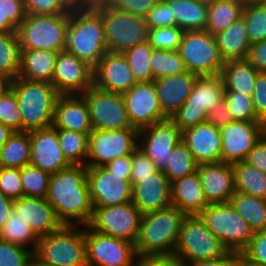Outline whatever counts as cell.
Wrapping results in <instances>:
<instances>
[{"label":"cell","mask_w":266,"mask_h":266,"mask_svg":"<svg viewBox=\"0 0 266 266\" xmlns=\"http://www.w3.org/2000/svg\"><path fill=\"white\" fill-rule=\"evenodd\" d=\"M171 8L176 26L184 31L205 30L208 23V4L193 0H164Z\"/></svg>","instance_id":"33"},{"label":"cell","mask_w":266,"mask_h":266,"mask_svg":"<svg viewBox=\"0 0 266 266\" xmlns=\"http://www.w3.org/2000/svg\"><path fill=\"white\" fill-rule=\"evenodd\" d=\"M148 28H161L176 26V19L172 16L171 8L160 0L148 13L146 17Z\"/></svg>","instance_id":"56"},{"label":"cell","mask_w":266,"mask_h":266,"mask_svg":"<svg viewBox=\"0 0 266 266\" xmlns=\"http://www.w3.org/2000/svg\"><path fill=\"white\" fill-rule=\"evenodd\" d=\"M138 135L136 128L92 130L86 166H104L117 157L132 155L138 147Z\"/></svg>","instance_id":"12"},{"label":"cell","mask_w":266,"mask_h":266,"mask_svg":"<svg viewBox=\"0 0 266 266\" xmlns=\"http://www.w3.org/2000/svg\"><path fill=\"white\" fill-rule=\"evenodd\" d=\"M122 96L133 128L141 130L168 119L160 107L153 81L137 82Z\"/></svg>","instance_id":"18"},{"label":"cell","mask_w":266,"mask_h":266,"mask_svg":"<svg viewBox=\"0 0 266 266\" xmlns=\"http://www.w3.org/2000/svg\"><path fill=\"white\" fill-rule=\"evenodd\" d=\"M244 4L238 0H212L208 3V23L205 30L216 35L242 17Z\"/></svg>","instance_id":"34"},{"label":"cell","mask_w":266,"mask_h":266,"mask_svg":"<svg viewBox=\"0 0 266 266\" xmlns=\"http://www.w3.org/2000/svg\"><path fill=\"white\" fill-rule=\"evenodd\" d=\"M244 162L266 174V133L247 154Z\"/></svg>","instance_id":"60"},{"label":"cell","mask_w":266,"mask_h":266,"mask_svg":"<svg viewBox=\"0 0 266 266\" xmlns=\"http://www.w3.org/2000/svg\"><path fill=\"white\" fill-rule=\"evenodd\" d=\"M198 76L189 71L153 80L160 107L170 118L189 97Z\"/></svg>","instance_id":"28"},{"label":"cell","mask_w":266,"mask_h":266,"mask_svg":"<svg viewBox=\"0 0 266 266\" xmlns=\"http://www.w3.org/2000/svg\"><path fill=\"white\" fill-rule=\"evenodd\" d=\"M240 254L254 264L266 266V229L255 232Z\"/></svg>","instance_id":"54"},{"label":"cell","mask_w":266,"mask_h":266,"mask_svg":"<svg viewBox=\"0 0 266 266\" xmlns=\"http://www.w3.org/2000/svg\"><path fill=\"white\" fill-rule=\"evenodd\" d=\"M185 217L175 206L142 214L134 243L137 255L173 254Z\"/></svg>","instance_id":"3"},{"label":"cell","mask_w":266,"mask_h":266,"mask_svg":"<svg viewBox=\"0 0 266 266\" xmlns=\"http://www.w3.org/2000/svg\"><path fill=\"white\" fill-rule=\"evenodd\" d=\"M253 232L266 229V200L235 192L229 201Z\"/></svg>","instance_id":"36"},{"label":"cell","mask_w":266,"mask_h":266,"mask_svg":"<svg viewBox=\"0 0 266 266\" xmlns=\"http://www.w3.org/2000/svg\"><path fill=\"white\" fill-rule=\"evenodd\" d=\"M246 59L259 72H266V40L251 44Z\"/></svg>","instance_id":"61"},{"label":"cell","mask_w":266,"mask_h":266,"mask_svg":"<svg viewBox=\"0 0 266 266\" xmlns=\"http://www.w3.org/2000/svg\"><path fill=\"white\" fill-rule=\"evenodd\" d=\"M13 206L14 200L0 191V230L8 220L10 212L13 210Z\"/></svg>","instance_id":"64"},{"label":"cell","mask_w":266,"mask_h":266,"mask_svg":"<svg viewBox=\"0 0 266 266\" xmlns=\"http://www.w3.org/2000/svg\"><path fill=\"white\" fill-rule=\"evenodd\" d=\"M21 48L16 32H0V75L14 80L20 71Z\"/></svg>","instance_id":"38"},{"label":"cell","mask_w":266,"mask_h":266,"mask_svg":"<svg viewBox=\"0 0 266 266\" xmlns=\"http://www.w3.org/2000/svg\"><path fill=\"white\" fill-rule=\"evenodd\" d=\"M109 2L110 0H72L76 9H97L107 6Z\"/></svg>","instance_id":"65"},{"label":"cell","mask_w":266,"mask_h":266,"mask_svg":"<svg viewBox=\"0 0 266 266\" xmlns=\"http://www.w3.org/2000/svg\"><path fill=\"white\" fill-rule=\"evenodd\" d=\"M141 218L142 213L132 202L111 207H93L88 226L99 233L135 243Z\"/></svg>","instance_id":"14"},{"label":"cell","mask_w":266,"mask_h":266,"mask_svg":"<svg viewBox=\"0 0 266 266\" xmlns=\"http://www.w3.org/2000/svg\"><path fill=\"white\" fill-rule=\"evenodd\" d=\"M177 51L186 70L197 76L217 75L223 68L215 36L206 30L184 31Z\"/></svg>","instance_id":"10"},{"label":"cell","mask_w":266,"mask_h":266,"mask_svg":"<svg viewBox=\"0 0 266 266\" xmlns=\"http://www.w3.org/2000/svg\"><path fill=\"white\" fill-rule=\"evenodd\" d=\"M32 266H55V265H51V264H48V263L40 262L35 257H33Z\"/></svg>","instance_id":"69"},{"label":"cell","mask_w":266,"mask_h":266,"mask_svg":"<svg viewBox=\"0 0 266 266\" xmlns=\"http://www.w3.org/2000/svg\"><path fill=\"white\" fill-rule=\"evenodd\" d=\"M34 251L0 239V266H32Z\"/></svg>","instance_id":"50"},{"label":"cell","mask_w":266,"mask_h":266,"mask_svg":"<svg viewBox=\"0 0 266 266\" xmlns=\"http://www.w3.org/2000/svg\"><path fill=\"white\" fill-rule=\"evenodd\" d=\"M132 188V203L142 214L172 206L171 182L161 170L140 178V182Z\"/></svg>","instance_id":"24"},{"label":"cell","mask_w":266,"mask_h":266,"mask_svg":"<svg viewBox=\"0 0 266 266\" xmlns=\"http://www.w3.org/2000/svg\"><path fill=\"white\" fill-rule=\"evenodd\" d=\"M158 171L159 169L141 149L137 147L133 151L130 176V183L132 187L140 182V178L149 177L152 173H156Z\"/></svg>","instance_id":"53"},{"label":"cell","mask_w":266,"mask_h":266,"mask_svg":"<svg viewBox=\"0 0 266 266\" xmlns=\"http://www.w3.org/2000/svg\"><path fill=\"white\" fill-rule=\"evenodd\" d=\"M184 30L177 27H161L148 29V41L154 49L177 51Z\"/></svg>","instance_id":"47"},{"label":"cell","mask_w":266,"mask_h":266,"mask_svg":"<svg viewBox=\"0 0 266 266\" xmlns=\"http://www.w3.org/2000/svg\"><path fill=\"white\" fill-rule=\"evenodd\" d=\"M172 206L186 216L198 215L209 204L205 199L198 172L171 182Z\"/></svg>","instance_id":"29"},{"label":"cell","mask_w":266,"mask_h":266,"mask_svg":"<svg viewBox=\"0 0 266 266\" xmlns=\"http://www.w3.org/2000/svg\"><path fill=\"white\" fill-rule=\"evenodd\" d=\"M30 159L29 132H14L0 151V167L21 169L30 165Z\"/></svg>","instance_id":"35"},{"label":"cell","mask_w":266,"mask_h":266,"mask_svg":"<svg viewBox=\"0 0 266 266\" xmlns=\"http://www.w3.org/2000/svg\"><path fill=\"white\" fill-rule=\"evenodd\" d=\"M134 266H182L174 254L137 255Z\"/></svg>","instance_id":"58"},{"label":"cell","mask_w":266,"mask_h":266,"mask_svg":"<svg viewBox=\"0 0 266 266\" xmlns=\"http://www.w3.org/2000/svg\"><path fill=\"white\" fill-rule=\"evenodd\" d=\"M153 47L149 41L138 43L134 47L123 52L127 59L130 70L137 82L153 81V74L150 64V58L153 52Z\"/></svg>","instance_id":"41"},{"label":"cell","mask_w":266,"mask_h":266,"mask_svg":"<svg viewBox=\"0 0 266 266\" xmlns=\"http://www.w3.org/2000/svg\"><path fill=\"white\" fill-rule=\"evenodd\" d=\"M160 0H110L107 6L120 12L146 18Z\"/></svg>","instance_id":"55"},{"label":"cell","mask_w":266,"mask_h":266,"mask_svg":"<svg viewBox=\"0 0 266 266\" xmlns=\"http://www.w3.org/2000/svg\"><path fill=\"white\" fill-rule=\"evenodd\" d=\"M252 101L256 115L266 124V72L256 78Z\"/></svg>","instance_id":"57"},{"label":"cell","mask_w":266,"mask_h":266,"mask_svg":"<svg viewBox=\"0 0 266 266\" xmlns=\"http://www.w3.org/2000/svg\"><path fill=\"white\" fill-rule=\"evenodd\" d=\"M198 216L231 252L240 253L254 236L251 227L230 202L209 204Z\"/></svg>","instance_id":"9"},{"label":"cell","mask_w":266,"mask_h":266,"mask_svg":"<svg viewBox=\"0 0 266 266\" xmlns=\"http://www.w3.org/2000/svg\"><path fill=\"white\" fill-rule=\"evenodd\" d=\"M52 126L79 133H90L92 124L87 101L82 94H60L57 99Z\"/></svg>","instance_id":"27"},{"label":"cell","mask_w":266,"mask_h":266,"mask_svg":"<svg viewBox=\"0 0 266 266\" xmlns=\"http://www.w3.org/2000/svg\"><path fill=\"white\" fill-rule=\"evenodd\" d=\"M88 266H134L137 258L134 243L108 236L85 226Z\"/></svg>","instance_id":"13"},{"label":"cell","mask_w":266,"mask_h":266,"mask_svg":"<svg viewBox=\"0 0 266 266\" xmlns=\"http://www.w3.org/2000/svg\"><path fill=\"white\" fill-rule=\"evenodd\" d=\"M218 51L224 62L244 60L251 46L243 17L233 22L224 31L214 35Z\"/></svg>","instance_id":"31"},{"label":"cell","mask_w":266,"mask_h":266,"mask_svg":"<svg viewBox=\"0 0 266 266\" xmlns=\"http://www.w3.org/2000/svg\"><path fill=\"white\" fill-rule=\"evenodd\" d=\"M82 95L87 101L92 130L133 128L121 93L105 91L92 85Z\"/></svg>","instance_id":"15"},{"label":"cell","mask_w":266,"mask_h":266,"mask_svg":"<svg viewBox=\"0 0 266 266\" xmlns=\"http://www.w3.org/2000/svg\"><path fill=\"white\" fill-rule=\"evenodd\" d=\"M58 52L21 49L19 78L52 83Z\"/></svg>","instance_id":"30"},{"label":"cell","mask_w":266,"mask_h":266,"mask_svg":"<svg viewBox=\"0 0 266 266\" xmlns=\"http://www.w3.org/2000/svg\"><path fill=\"white\" fill-rule=\"evenodd\" d=\"M102 16L107 51L123 53L138 43L148 40L146 18L112 9L97 8Z\"/></svg>","instance_id":"11"},{"label":"cell","mask_w":266,"mask_h":266,"mask_svg":"<svg viewBox=\"0 0 266 266\" xmlns=\"http://www.w3.org/2000/svg\"><path fill=\"white\" fill-rule=\"evenodd\" d=\"M150 64L153 80L179 75L187 71L178 51L153 49Z\"/></svg>","instance_id":"43"},{"label":"cell","mask_w":266,"mask_h":266,"mask_svg":"<svg viewBox=\"0 0 266 266\" xmlns=\"http://www.w3.org/2000/svg\"><path fill=\"white\" fill-rule=\"evenodd\" d=\"M58 141L65 158L72 165H86L89 151V133L58 129Z\"/></svg>","instance_id":"40"},{"label":"cell","mask_w":266,"mask_h":266,"mask_svg":"<svg viewBox=\"0 0 266 266\" xmlns=\"http://www.w3.org/2000/svg\"><path fill=\"white\" fill-rule=\"evenodd\" d=\"M245 21L250 44L266 40V9L259 3L244 4Z\"/></svg>","instance_id":"44"},{"label":"cell","mask_w":266,"mask_h":266,"mask_svg":"<svg viewBox=\"0 0 266 266\" xmlns=\"http://www.w3.org/2000/svg\"><path fill=\"white\" fill-rule=\"evenodd\" d=\"M182 266H237L235 253L228 251L223 257L214 259L199 260Z\"/></svg>","instance_id":"63"},{"label":"cell","mask_w":266,"mask_h":266,"mask_svg":"<svg viewBox=\"0 0 266 266\" xmlns=\"http://www.w3.org/2000/svg\"><path fill=\"white\" fill-rule=\"evenodd\" d=\"M50 175L48 172L31 165L21 168L24 196L46 198Z\"/></svg>","instance_id":"45"},{"label":"cell","mask_w":266,"mask_h":266,"mask_svg":"<svg viewBox=\"0 0 266 266\" xmlns=\"http://www.w3.org/2000/svg\"><path fill=\"white\" fill-rule=\"evenodd\" d=\"M27 14L70 13L74 7L72 0H24Z\"/></svg>","instance_id":"51"},{"label":"cell","mask_w":266,"mask_h":266,"mask_svg":"<svg viewBox=\"0 0 266 266\" xmlns=\"http://www.w3.org/2000/svg\"><path fill=\"white\" fill-rule=\"evenodd\" d=\"M259 73L247 59L224 62L220 72L224 91L239 92L242 95L253 97L255 81Z\"/></svg>","instance_id":"32"},{"label":"cell","mask_w":266,"mask_h":266,"mask_svg":"<svg viewBox=\"0 0 266 266\" xmlns=\"http://www.w3.org/2000/svg\"><path fill=\"white\" fill-rule=\"evenodd\" d=\"M235 190L266 200V174L244 161L233 163Z\"/></svg>","instance_id":"37"},{"label":"cell","mask_w":266,"mask_h":266,"mask_svg":"<svg viewBox=\"0 0 266 266\" xmlns=\"http://www.w3.org/2000/svg\"><path fill=\"white\" fill-rule=\"evenodd\" d=\"M87 184L93 207H111L132 202V185L124 175L104 166L87 167Z\"/></svg>","instance_id":"16"},{"label":"cell","mask_w":266,"mask_h":266,"mask_svg":"<svg viewBox=\"0 0 266 266\" xmlns=\"http://www.w3.org/2000/svg\"><path fill=\"white\" fill-rule=\"evenodd\" d=\"M106 169L117 175H124V179L130 181L132 155L117 157L104 165Z\"/></svg>","instance_id":"62"},{"label":"cell","mask_w":266,"mask_h":266,"mask_svg":"<svg viewBox=\"0 0 266 266\" xmlns=\"http://www.w3.org/2000/svg\"><path fill=\"white\" fill-rule=\"evenodd\" d=\"M34 257L55 266H88L85 226L63 225L52 233L40 236Z\"/></svg>","instance_id":"5"},{"label":"cell","mask_w":266,"mask_h":266,"mask_svg":"<svg viewBox=\"0 0 266 266\" xmlns=\"http://www.w3.org/2000/svg\"><path fill=\"white\" fill-rule=\"evenodd\" d=\"M197 163L187 145L181 140L170 153L168 164L163 170L170 182L193 174L197 171Z\"/></svg>","instance_id":"42"},{"label":"cell","mask_w":266,"mask_h":266,"mask_svg":"<svg viewBox=\"0 0 266 266\" xmlns=\"http://www.w3.org/2000/svg\"><path fill=\"white\" fill-rule=\"evenodd\" d=\"M28 132L31 143V166L52 174L72 165L61 150L57 128L50 126Z\"/></svg>","instance_id":"21"},{"label":"cell","mask_w":266,"mask_h":266,"mask_svg":"<svg viewBox=\"0 0 266 266\" xmlns=\"http://www.w3.org/2000/svg\"><path fill=\"white\" fill-rule=\"evenodd\" d=\"M26 15L24 0H0V32H16Z\"/></svg>","instance_id":"46"},{"label":"cell","mask_w":266,"mask_h":266,"mask_svg":"<svg viewBox=\"0 0 266 266\" xmlns=\"http://www.w3.org/2000/svg\"><path fill=\"white\" fill-rule=\"evenodd\" d=\"M63 51H68L93 69L97 66L107 52L102 16L97 9L74 8L70 12Z\"/></svg>","instance_id":"2"},{"label":"cell","mask_w":266,"mask_h":266,"mask_svg":"<svg viewBox=\"0 0 266 266\" xmlns=\"http://www.w3.org/2000/svg\"><path fill=\"white\" fill-rule=\"evenodd\" d=\"M235 259L237 266H261L250 262L249 260L244 258L240 253H235Z\"/></svg>","instance_id":"67"},{"label":"cell","mask_w":266,"mask_h":266,"mask_svg":"<svg viewBox=\"0 0 266 266\" xmlns=\"http://www.w3.org/2000/svg\"><path fill=\"white\" fill-rule=\"evenodd\" d=\"M0 123L14 132L22 131V117L17 97L11 88L0 96Z\"/></svg>","instance_id":"49"},{"label":"cell","mask_w":266,"mask_h":266,"mask_svg":"<svg viewBox=\"0 0 266 266\" xmlns=\"http://www.w3.org/2000/svg\"><path fill=\"white\" fill-rule=\"evenodd\" d=\"M224 100L229 106V112L234 120L262 121L255 113L252 97L239 92L224 91Z\"/></svg>","instance_id":"48"},{"label":"cell","mask_w":266,"mask_h":266,"mask_svg":"<svg viewBox=\"0 0 266 266\" xmlns=\"http://www.w3.org/2000/svg\"><path fill=\"white\" fill-rule=\"evenodd\" d=\"M182 141L187 145L197 164L221 162L222 138L220 128L202 122L182 132Z\"/></svg>","instance_id":"25"},{"label":"cell","mask_w":266,"mask_h":266,"mask_svg":"<svg viewBox=\"0 0 266 266\" xmlns=\"http://www.w3.org/2000/svg\"><path fill=\"white\" fill-rule=\"evenodd\" d=\"M22 117V131L28 132L52 126L55 105L60 93L49 82L22 78L11 80Z\"/></svg>","instance_id":"4"},{"label":"cell","mask_w":266,"mask_h":266,"mask_svg":"<svg viewBox=\"0 0 266 266\" xmlns=\"http://www.w3.org/2000/svg\"><path fill=\"white\" fill-rule=\"evenodd\" d=\"M228 251L198 215L183 219L173 253L181 264L223 257Z\"/></svg>","instance_id":"7"},{"label":"cell","mask_w":266,"mask_h":266,"mask_svg":"<svg viewBox=\"0 0 266 266\" xmlns=\"http://www.w3.org/2000/svg\"><path fill=\"white\" fill-rule=\"evenodd\" d=\"M69 19L70 13L27 14L16 31L20 48L63 51Z\"/></svg>","instance_id":"6"},{"label":"cell","mask_w":266,"mask_h":266,"mask_svg":"<svg viewBox=\"0 0 266 266\" xmlns=\"http://www.w3.org/2000/svg\"><path fill=\"white\" fill-rule=\"evenodd\" d=\"M222 138L221 162L244 161L261 137L266 133L263 121L235 120L220 128Z\"/></svg>","instance_id":"17"},{"label":"cell","mask_w":266,"mask_h":266,"mask_svg":"<svg viewBox=\"0 0 266 266\" xmlns=\"http://www.w3.org/2000/svg\"><path fill=\"white\" fill-rule=\"evenodd\" d=\"M197 172L208 204L228 203L236 192L233 164H198Z\"/></svg>","instance_id":"23"},{"label":"cell","mask_w":266,"mask_h":266,"mask_svg":"<svg viewBox=\"0 0 266 266\" xmlns=\"http://www.w3.org/2000/svg\"><path fill=\"white\" fill-rule=\"evenodd\" d=\"M0 239L35 251L39 237L13 209L0 230Z\"/></svg>","instance_id":"39"},{"label":"cell","mask_w":266,"mask_h":266,"mask_svg":"<svg viewBox=\"0 0 266 266\" xmlns=\"http://www.w3.org/2000/svg\"><path fill=\"white\" fill-rule=\"evenodd\" d=\"M0 191L13 200L24 196L21 169L0 167Z\"/></svg>","instance_id":"52"},{"label":"cell","mask_w":266,"mask_h":266,"mask_svg":"<svg viewBox=\"0 0 266 266\" xmlns=\"http://www.w3.org/2000/svg\"><path fill=\"white\" fill-rule=\"evenodd\" d=\"M182 140V131L170 119L139 130L138 148L163 171L174 147Z\"/></svg>","instance_id":"19"},{"label":"cell","mask_w":266,"mask_h":266,"mask_svg":"<svg viewBox=\"0 0 266 266\" xmlns=\"http://www.w3.org/2000/svg\"><path fill=\"white\" fill-rule=\"evenodd\" d=\"M233 121L235 120L229 112V106L224 99L219 104L215 105L214 108L207 113L206 117V122L213 124L217 128H222Z\"/></svg>","instance_id":"59"},{"label":"cell","mask_w":266,"mask_h":266,"mask_svg":"<svg viewBox=\"0 0 266 266\" xmlns=\"http://www.w3.org/2000/svg\"><path fill=\"white\" fill-rule=\"evenodd\" d=\"M193 1H198V2H203V3H210L212 0H193Z\"/></svg>","instance_id":"72"},{"label":"cell","mask_w":266,"mask_h":266,"mask_svg":"<svg viewBox=\"0 0 266 266\" xmlns=\"http://www.w3.org/2000/svg\"><path fill=\"white\" fill-rule=\"evenodd\" d=\"M243 4L258 3L260 0H238Z\"/></svg>","instance_id":"70"},{"label":"cell","mask_w":266,"mask_h":266,"mask_svg":"<svg viewBox=\"0 0 266 266\" xmlns=\"http://www.w3.org/2000/svg\"><path fill=\"white\" fill-rule=\"evenodd\" d=\"M264 9H266V0H260L258 2Z\"/></svg>","instance_id":"71"},{"label":"cell","mask_w":266,"mask_h":266,"mask_svg":"<svg viewBox=\"0 0 266 266\" xmlns=\"http://www.w3.org/2000/svg\"><path fill=\"white\" fill-rule=\"evenodd\" d=\"M13 209L38 237L52 233L63 226L46 198L23 196L14 200Z\"/></svg>","instance_id":"26"},{"label":"cell","mask_w":266,"mask_h":266,"mask_svg":"<svg viewBox=\"0 0 266 266\" xmlns=\"http://www.w3.org/2000/svg\"><path fill=\"white\" fill-rule=\"evenodd\" d=\"M224 90L220 74L198 76L189 97L170 119L182 132L206 122L207 113L224 99Z\"/></svg>","instance_id":"8"},{"label":"cell","mask_w":266,"mask_h":266,"mask_svg":"<svg viewBox=\"0 0 266 266\" xmlns=\"http://www.w3.org/2000/svg\"><path fill=\"white\" fill-rule=\"evenodd\" d=\"M11 85V80L5 76L0 75V96L3 95Z\"/></svg>","instance_id":"68"},{"label":"cell","mask_w":266,"mask_h":266,"mask_svg":"<svg viewBox=\"0 0 266 266\" xmlns=\"http://www.w3.org/2000/svg\"><path fill=\"white\" fill-rule=\"evenodd\" d=\"M136 83L123 53L107 51L93 70V85L105 91L122 94Z\"/></svg>","instance_id":"22"},{"label":"cell","mask_w":266,"mask_h":266,"mask_svg":"<svg viewBox=\"0 0 266 266\" xmlns=\"http://www.w3.org/2000/svg\"><path fill=\"white\" fill-rule=\"evenodd\" d=\"M46 199L63 225H88L93 205L87 184V166L70 165L52 173Z\"/></svg>","instance_id":"1"},{"label":"cell","mask_w":266,"mask_h":266,"mask_svg":"<svg viewBox=\"0 0 266 266\" xmlns=\"http://www.w3.org/2000/svg\"><path fill=\"white\" fill-rule=\"evenodd\" d=\"M13 133V130L0 123V151Z\"/></svg>","instance_id":"66"},{"label":"cell","mask_w":266,"mask_h":266,"mask_svg":"<svg viewBox=\"0 0 266 266\" xmlns=\"http://www.w3.org/2000/svg\"><path fill=\"white\" fill-rule=\"evenodd\" d=\"M93 68L68 51L58 52L52 85L60 94H82L93 85Z\"/></svg>","instance_id":"20"}]
</instances>
